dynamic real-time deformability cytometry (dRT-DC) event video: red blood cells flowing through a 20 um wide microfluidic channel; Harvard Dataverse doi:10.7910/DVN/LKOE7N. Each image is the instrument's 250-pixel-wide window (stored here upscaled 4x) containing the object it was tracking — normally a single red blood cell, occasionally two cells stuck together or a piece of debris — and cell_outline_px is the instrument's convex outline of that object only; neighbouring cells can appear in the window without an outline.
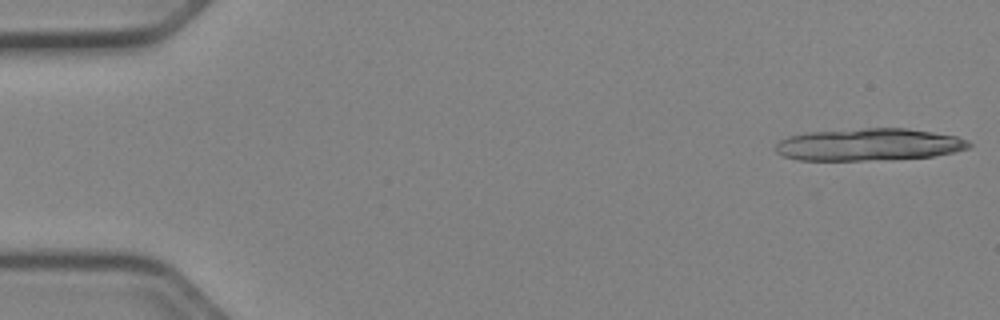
{"species": "Egyptian fruit bat (a non-hibernating species)", "species_latin": "Rousettus aegyptiacus", "temperature_condition": "cold", "stored_images_in_passage": 8, "camera_frame_rate_fps": 3000, "um_per_image_px": 0.085, "animal": {"sex": "female"}, "frame": {"image": 1, "passage_image": 1, "time_ms": 0.0, "image_size_px": [1000, 320], "cell_outline_px": [[972, 144], [968, 148], [952, 152], [932, 156], [864, 160], [796, 160], [784, 156], [776, 152], [776, 144], [780, 140], [788, 136], [808, 132], [864, 128], [908, 128], [956, 136], [968, 140]], "centroid_in_image_um": [73.83, 12.28], "position_along_channel_um": 11.2, "area_um2": 36.07}}